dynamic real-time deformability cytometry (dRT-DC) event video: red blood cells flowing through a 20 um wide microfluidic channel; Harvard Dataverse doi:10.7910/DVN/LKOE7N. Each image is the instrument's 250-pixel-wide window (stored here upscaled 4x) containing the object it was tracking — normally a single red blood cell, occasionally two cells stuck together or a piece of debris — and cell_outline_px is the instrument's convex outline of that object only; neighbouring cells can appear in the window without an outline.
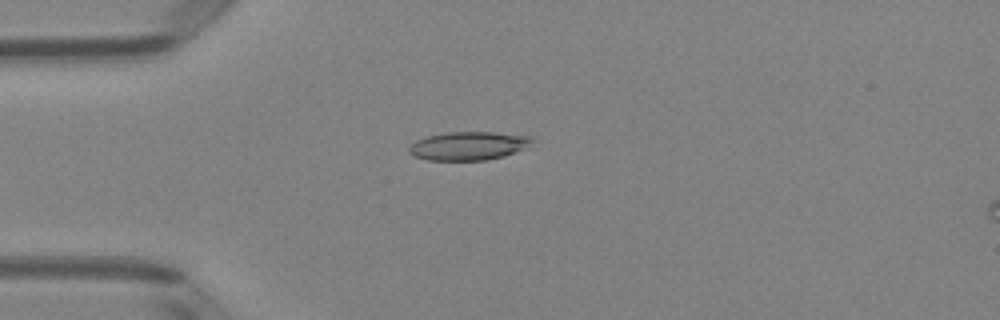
{"species": "Egyptian fruit bat (a non-hibernating species)", "species_latin": "Rousettus aegyptiacus", "temperature_condition": "room temperature", "stored_images_in_passage": 5, "camera_frame_rate_fps": 3000, "um_per_image_px": 0.085, "animal": {"sex": "female"}, "frame": {"image": 1, "passage_image": 4, "time_ms": 1.0, "image_size_px": [1000, 320], "cell_outline_px": [[536, 140], [528, 148], [504, 156], [488, 160], [428, 160], [416, 156], [408, 152], [408, 148], [416, 140], [428, 136], [448, 132], [496, 132], [528, 136]], "centroid_in_image_um": [39.88, 12.4], "position_along_channel_um": 45.1, "area_um2": 20.52}}